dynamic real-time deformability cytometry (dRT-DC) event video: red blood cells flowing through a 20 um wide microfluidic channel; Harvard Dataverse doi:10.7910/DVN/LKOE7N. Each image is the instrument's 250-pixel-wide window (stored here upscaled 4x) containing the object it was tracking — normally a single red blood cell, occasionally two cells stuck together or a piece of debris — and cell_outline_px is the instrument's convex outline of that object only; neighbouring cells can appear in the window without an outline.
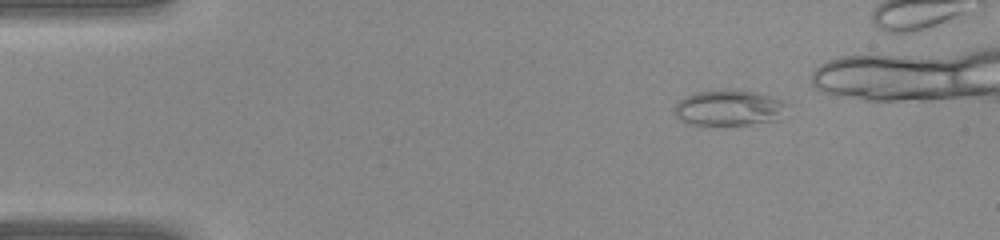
{"species": "common noctule bat (a hibernating species)", "species_latin": "Nyctalus noctula", "temperature_condition": "warm", "stored_images_in_passage": 29, "camera_frame_rate_fps": 3000, "um_per_image_px": 0.085, "animal": {"sex": "female", "body_mass_g": 22.0, "forearm_length_mm": 56.7}, "frame": {"image": 1, "passage_image": 1, "time_ms": 0.0, "image_size_px": [1000, 240], "cell_outline_px": [[788, 104], [780, 120], [748, 124], [684, 124], [672, 112], [672, 108], [684, 96], [696, 92], [756, 92], [784, 100]], "centroid_in_image_um": [61.95, 9.2], "position_along_channel_um": 23.1, "area_um2": 23.0}}
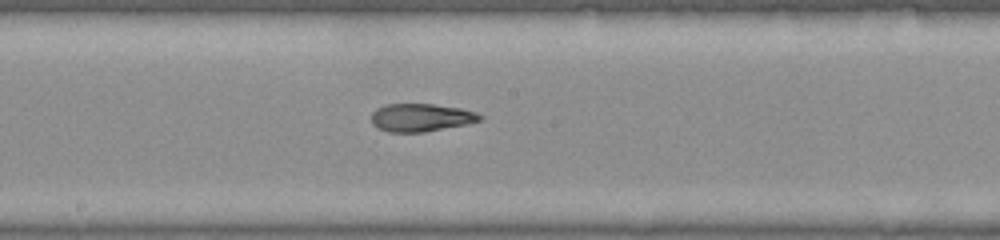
{"frame": {"image": 2, "passage_image": 17, "time_ms": 5.333, "image_size_px": [1000, 240], "cell_outline_px": [[484, 116], [480, 120], [468, 124], [424, 132], [388, 132], [376, 128], [372, 124], [372, 112], [376, 108], [384, 104], [432, 104], [460, 108], [476, 112]], "centroid_in_image_um": [35.76, 9.99], "position_along_channel_um": 212.4, "area_um2": 17.8}}
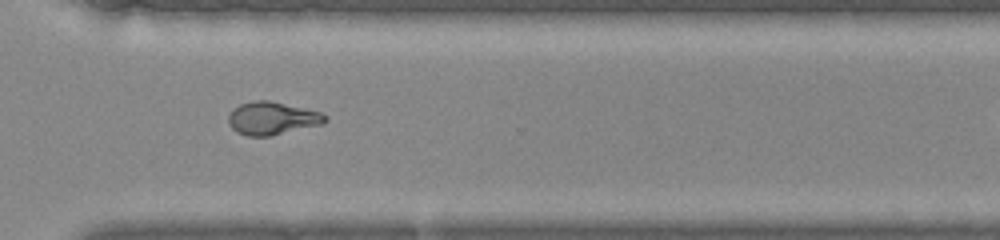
{"frame": {"image": 3, "passage_image": 25, "time_ms": 8.0, "image_size_px": [1000, 240], "cell_outline_px": [[328, 120], [324, 124], [272, 136], [248, 136], [236, 132], [228, 124], [228, 116], [232, 108], [240, 104], [256, 100], [268, 100], [320, 112], [328, 116]], "centroid_in_image_um": [23.13, 10.07], "position_along_channel_um": 347.5, "area_um2": 18.73}}